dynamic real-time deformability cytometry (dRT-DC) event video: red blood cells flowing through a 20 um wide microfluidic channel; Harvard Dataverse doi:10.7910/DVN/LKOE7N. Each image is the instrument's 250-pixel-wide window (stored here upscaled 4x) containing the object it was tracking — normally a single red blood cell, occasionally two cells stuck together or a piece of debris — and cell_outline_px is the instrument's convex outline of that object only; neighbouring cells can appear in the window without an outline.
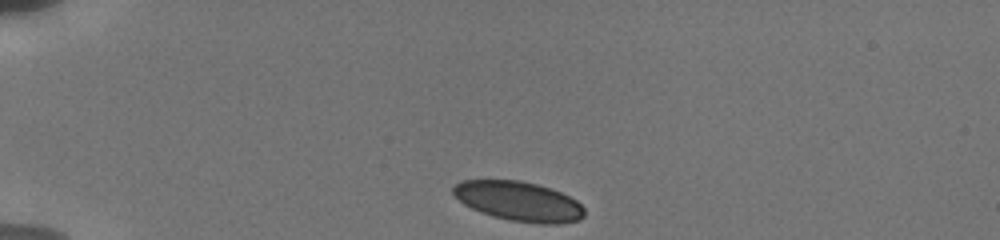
{"species": "human", "species_latin": "Homo sapiens", "temperature_condition": "cold", "stored_images_in_passage": 21, "camera_frame_rate_fps": 3000, "um_per_image_px": 0.085, "donor": {"sex": "male"}, "frame": {"image": 1, "passage_image": 1, "time_ms": 0.0, "image_size_px": [1000, 240], "cell_outline_px": [[584, 216], [580, 220], [556, 224], [540, 224], [512, 220], [492, 216], [480, 212], [464, 204], [452, 192], [452, 188], [460, 180], [520, 180], [536, 184], [560, 192], [576, 200], [584, 208]], "centroid_in_image_um": [44.09, 17.11], "position_along_channel_um": 40.9, "area_um2": 30.11}}
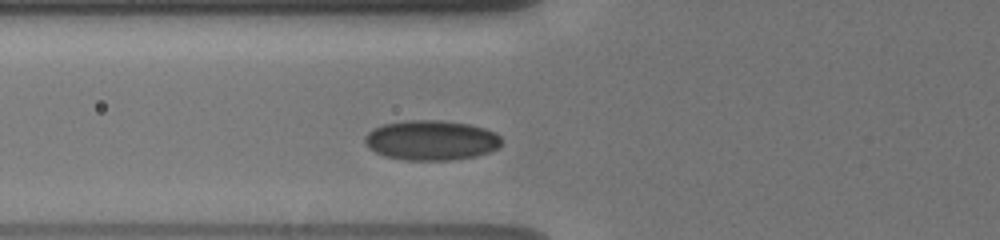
{"frame": {"image": 2, "passage_image": 18, "time_ms": 2.667, "image_size_px": [1000, 240], "cell_outline_px": [[500, 144], [496, 148], [488, 152], [476, 156], [452, 160], [404, 160], [384, 156], [368, 148], [364, 144], [364, 136], [372, 128], [384, 124], [404, 120], [440, 120], [468, 124], [484, 128], [496, 132], [500, 136]], "centroid_in_image_um": [36.61, 11.92], "position_along_channel_um": 89.2, "area_um2": 31.96}}